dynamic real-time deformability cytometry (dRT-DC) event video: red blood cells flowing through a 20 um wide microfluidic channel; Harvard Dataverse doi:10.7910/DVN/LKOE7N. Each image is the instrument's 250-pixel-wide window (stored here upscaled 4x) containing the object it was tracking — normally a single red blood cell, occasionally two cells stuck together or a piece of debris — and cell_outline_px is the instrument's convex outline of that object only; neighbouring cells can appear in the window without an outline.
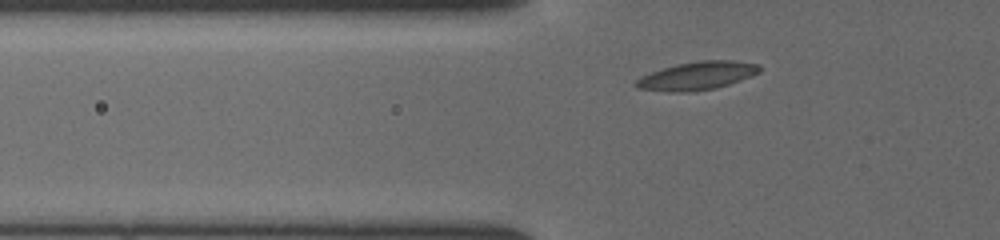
{"species": "common noctule bat (a hibernating species)", "species_latin": "Nyctalus noctula", "temperature_condition": "cold", "stored_images_in_passage": 35, "camera_frame_rate_fps": 3000, "um_per_image_px": 0.085, "animal": {"sex": "female", "body_mass_g": 19.5, "forearm_length_mm": 54.1}, "frame": {"image": 1, "passage_image": 6, "time_ms": 1.667, "image_size_px": [1000, 240], "cell_outline_px": [[760, 72], [752, 76], [716, 88], [692, 92], [668, 92], [636, 88], [632, 84], [640, 76], [676, 64], [700, 60], [732, 60], [760, 64]], "centroid_in_image_um": [59.24, 6.45], "position_along_channel_um": 66.6, "area_um2": 20.46}}
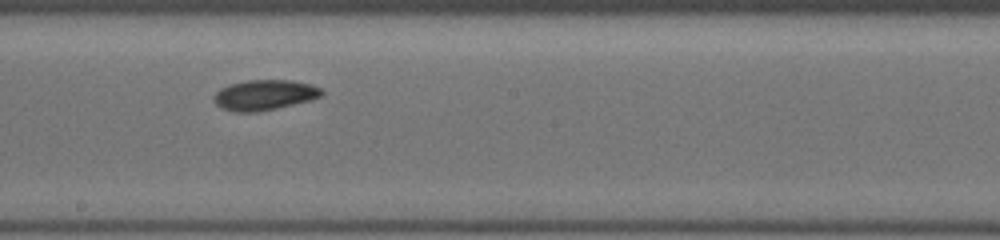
{"frame": {"image": 2, "passage_image": 18, "time_ms": 5.667, "image_size_px": [1000, 240], "cell_outline_px": [[324, 92], [320, 96], [312, 100], [276, 108], [256, 112], [232, 112], [220, 108], [216, 104], [212, 96], [220, 88], [244, 80], [292, 80], [312, 84], [320, 88]], "centroid_in_image_um": [22.46, 8.07], "position_along_channel_um": 225.7, "area_um2": 19.19}}
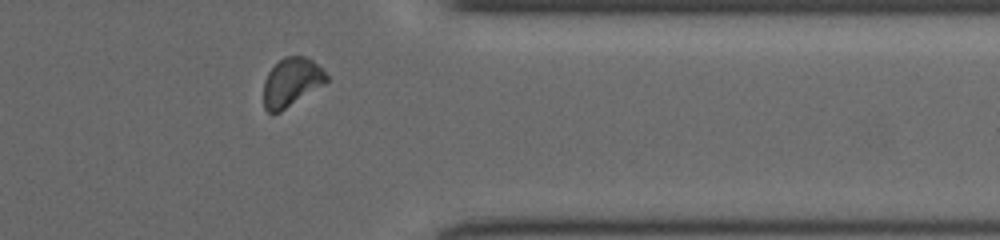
{"frame": {"image": 3, "passage_image": 30, "time_ms": 9.667, "image_size_px": [1000, 240], "cell_outline_px": [[328, 80], [324, 84], [280, 112], [268, 112], [264, 108], [264, 80], [268, 72], [284, 56], [304, 56], [312, 60], [328, 76]], "centroid_in_image_um": [24.76, 6.98], "position_along_channel_um": 386.6, "area_um2": 17.51}}